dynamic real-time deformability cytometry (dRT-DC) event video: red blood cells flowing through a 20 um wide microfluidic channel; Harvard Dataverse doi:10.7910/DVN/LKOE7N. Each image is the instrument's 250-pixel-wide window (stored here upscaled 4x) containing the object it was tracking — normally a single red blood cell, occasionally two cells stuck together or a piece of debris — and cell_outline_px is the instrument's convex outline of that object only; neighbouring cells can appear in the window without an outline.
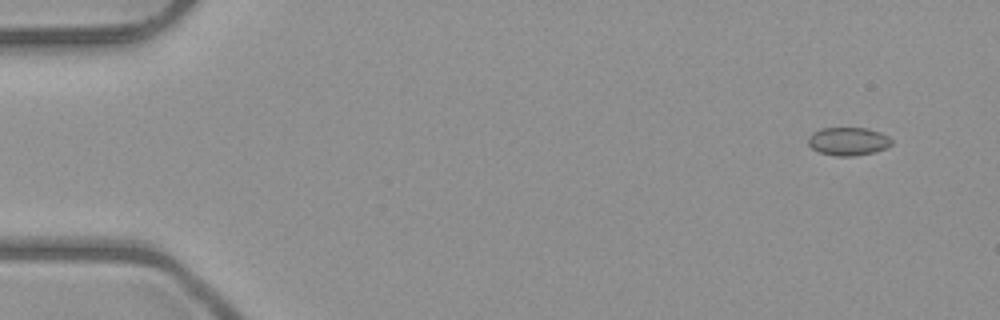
{"species": "common noctule bat (a hibernating species)", "species_latin": "Nyctalus noctula", "temperature_condition": "room temperature", "stored_images_in_passage": 6, "camera_frame_rate_fps": 3000, "um_per_image_px": 0.085, "animal": {"sex": "male", "body_mass_g": 23.1, "forearm_length_mm": 52.7}, "frame": {"image": 1, "passage_image": 1, "time_ms": 0.0, "image_size_px": [1000, 320], "cell_outline_px": [[892, 144], [876, 152], [852, 156], [836, 156], [820, 152], [812, 148], [808, 144], [808, 136], [812, 132], [820, 128], [868, 128], [880, 132], [888, 136], [892, 140]], "centroid_in_image_um": [72.09, 12.0], "position_along_channel_um": 12.9, "area_um2": 13.76}}
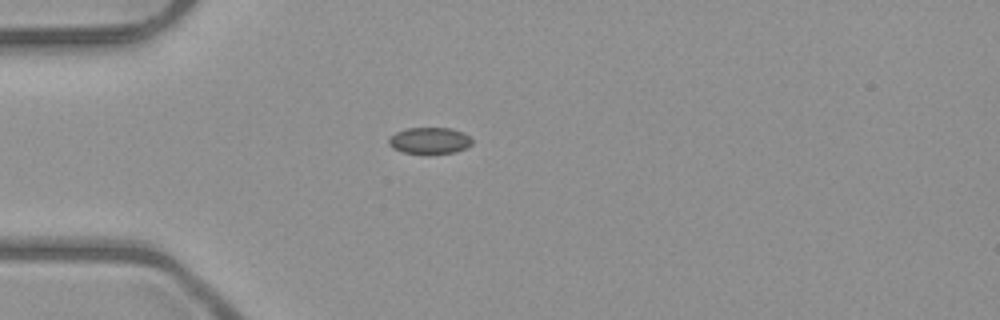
{"frame": {"image": 2, "passage_image": 4, "time_ms": 3.667, "image_size_px": [1000, 320], "cell_outline_px": [[472, 144], [456, 152], [428, 156], [424, 156], [404, 152], [392, 148], [388, 144], [388, 140], [396, 132], [408, 128], [452, 128], [468, 136], [472, 140]], "centroid_in_image_um": [36.49, 12.0], "position_along_channel_um": 48.5, "area_um2": 13.18}}
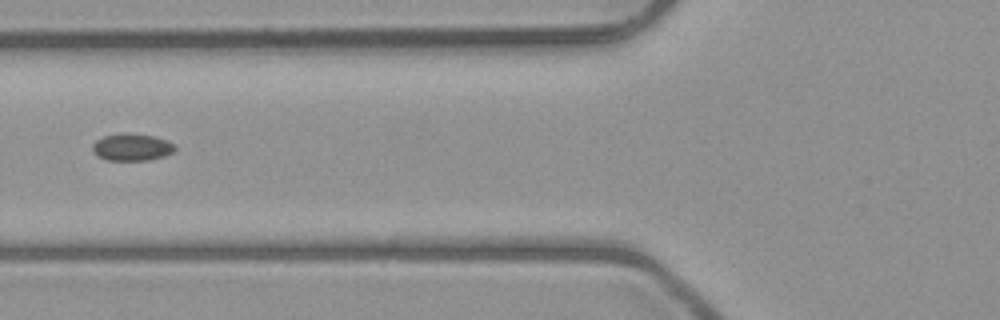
{"frame": {"image": 3, "passage_image": 6, "time_ms": 5.667, "image_size_px": [1000, 320], "cell_outline_px": [[176, 148], [172, 152], [164, 156], [148, 160], [108, 160], [96, 156], [92, 152], [92, 144], [96, 140], [104, 136], [152, 136], [164, 140], [172, 144]], "centroid_in_image_um": [11.16, 12.57], "position_along_channel_um": 114.6, "area_um2": 12.25}}